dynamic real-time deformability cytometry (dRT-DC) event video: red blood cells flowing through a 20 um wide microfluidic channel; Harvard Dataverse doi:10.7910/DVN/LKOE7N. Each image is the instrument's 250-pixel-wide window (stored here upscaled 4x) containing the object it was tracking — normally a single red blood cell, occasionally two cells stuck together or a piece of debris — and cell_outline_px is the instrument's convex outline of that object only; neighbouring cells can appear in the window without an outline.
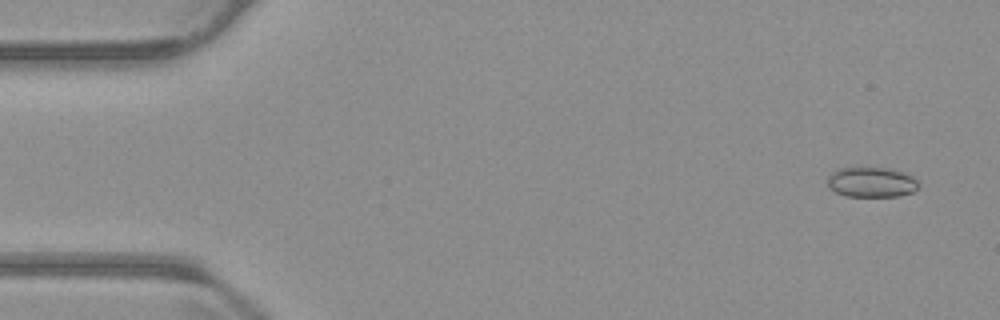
{"species": "common noctule bat (a hibernating species)", "species_latin": "Nyctalus noctula", "temperature_condition": "warm", "stored_images_in_passage": 55, "camera_frame_rate_fps": 3000, "um_per_image_px": 0.085, "animal": {"sex": "male", "body_mass_g": 23.1, "forearm_length_mm": 52.7}, "frame": {"image": 1, "passage_image": 3, "time_ms": 0.667, "image_size_px": [1000, 320], "cell_outline_px": [[916, 188], [912, 192], [900, 196], [848, 196], [836, 192], [828, 184], [828, 176], [836, 168], [892, 168], [912, 176], [916, 180]], "centroid_in_image_um": [74.06, 15.48], "position_along_channel_um": 10.9, "area_um2": 15.72}}
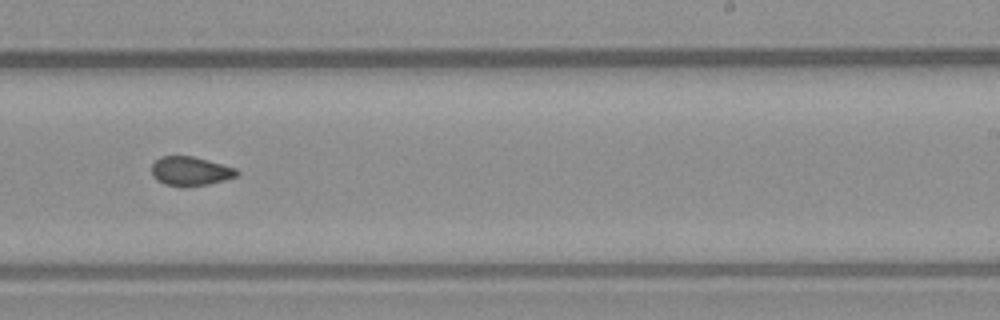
{"frame": {"image": 2, "passage_image": 34, "time_ms": 11.0, "image_size_px": [1000, 320], "cell_outline_px": [[240, 172], [236, 176], [224, 180], [208, 184], [184, 188], [164, 184], [156, 180], [152, 176], [152, 164], [160, 156], [192, 156], [208, 160], [236, 168]], "centroid_in_image_um": [16.16, 14.56], "position_along_channel_um": 272.8, "area_um2": 14.62}}
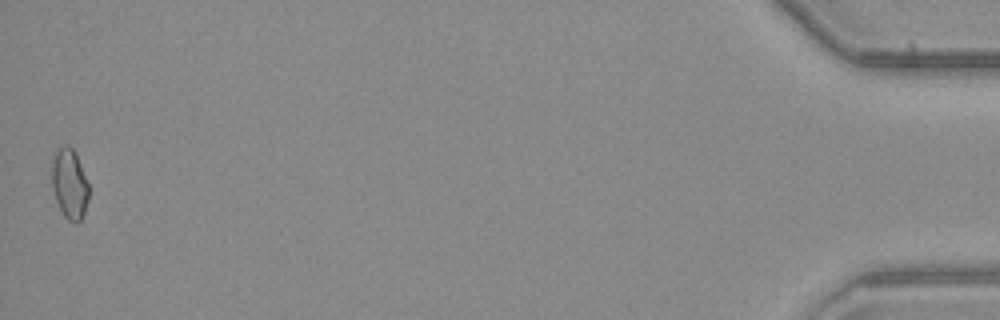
{"frame": {"image": 3, "passage_image": 55, "time_ms": 18.0, "image_size_px": [1000, 320], "cell_outline_px": [[88, 200], [84, 212], [80, 220], [76, 224], [68, 220], [64, 216], [56, 200], [52, 188], [52, 160], [56, 152], [64, 144], [68, 144], [72, 148], [76, 156], [88, 184]], "centroid_in_image_um": [5.9, 15.65], "position_along_channel_um": 429.3, "area_um2": 14.8}, "authors_computed_cell_mechanics": {"area_um2": 14.9702, "velocity_mm_per_s": 3.7328, "shape_relaxation_time_tau1_ms": null, "shape_relaxation_time_tau2_ms": 2.46, "deformation_change_tau1": null, "deformation_change_tau2": 0.0767}}